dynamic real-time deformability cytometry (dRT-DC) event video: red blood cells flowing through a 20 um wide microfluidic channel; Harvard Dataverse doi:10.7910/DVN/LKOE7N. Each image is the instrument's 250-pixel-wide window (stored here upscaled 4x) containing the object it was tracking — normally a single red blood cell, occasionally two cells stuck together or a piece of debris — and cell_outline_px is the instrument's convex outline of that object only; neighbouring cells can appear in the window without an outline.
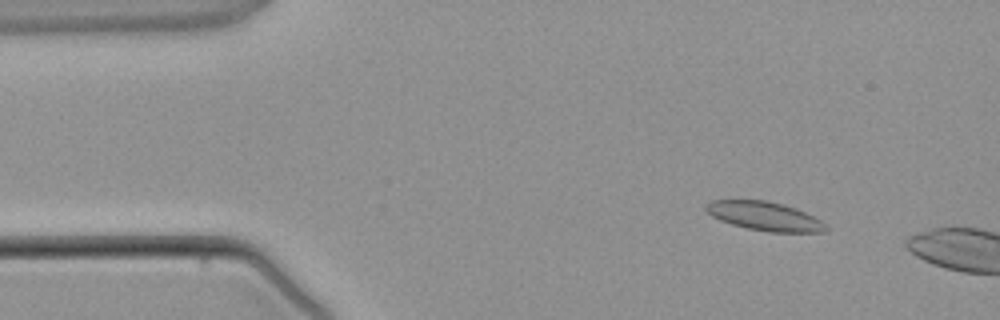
{"species": "common noctule bat (a hibernating species)", "species_latin": "Nyctalus noctula", "temperature_condition": "warm", "stored_images_in_passage": 3, "camera_frame_rate_fps": 3000, "um_per_image_px": 0.085, "animal": {"sex": "male", "body_mass_g": 21.5, "forearm_length_mm": 52.0}, "frame": {"image": 1, "passage_image": 2, "time_ms": 1.0, "image_size_px": [1000, 320], "cell_outline_px": [[828, 228], [824, 232], [768, 232], [748, 228], [732, 224], [720, 220], [712, 216], [704, 208], [704, 204], [712, 200], [768, 200], [784, 204], [796, 208], [820, 220]], "centroid_in_image_um": [64.96, 18.36], "position_along_channel_um": 20.0, "area_um2": 20.11}}